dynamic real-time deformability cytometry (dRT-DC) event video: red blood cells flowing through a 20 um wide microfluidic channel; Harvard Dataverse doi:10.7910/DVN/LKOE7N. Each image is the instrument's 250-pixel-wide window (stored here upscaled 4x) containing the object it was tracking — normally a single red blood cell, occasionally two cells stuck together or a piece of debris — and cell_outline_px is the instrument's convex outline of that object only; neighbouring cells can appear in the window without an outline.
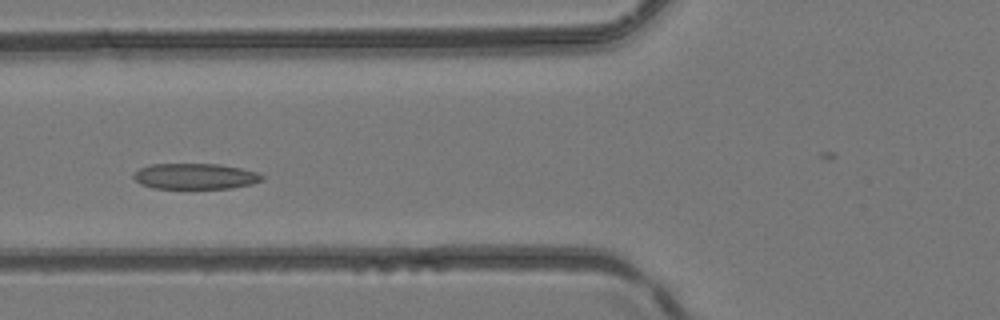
{"species": "common noctule bat (a hibernating species)", "species_latin": "Nyctalus noctula", "temperature_condition": "room temperature", "stored_images_in_passage": 5, "camera_frame_rate_fps": 3000, "um_per_image_px": 0.085, "animal": {"sex": "female", "body_mass_g": 24.6, "forearm_length_mm": 56.2}, "frame": {"image": 1, "passage_image": 4, "time_ms": 1.0, "image_size_px": [1000, 320], "cell_outline_px": [[264, 180], [252, 184], [232, 188], [152, 188], [140, 184], [132, 176], [140, 168], [152, 164], [220, 164], [240, 168], [256, 172], [264, 176]], "centroid_in_image_um": [16.61, 14.98], "position_along_channel_um": 109.2, "area_um2": 19.25}}
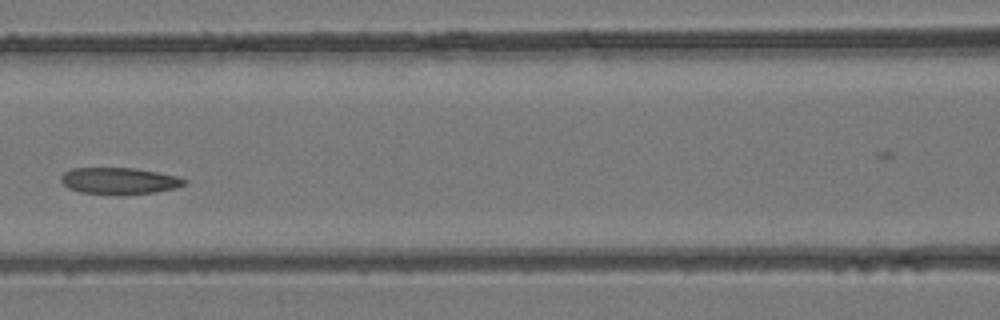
{"frame": {"image": 2, "passage_image": 5, "time_ms": 1.333, "image_size_px": [1000, 320], "cell_outline_px": [[188, 180], [184, 184], [176, 188], [156, 192], [120, 196], [80, 192], [68, 188], [60, 180], [60, 176], [64, 172], [72, 168], [132, 168], [156, 172], [176, 176]], "centroid_in_image_um": [10.11, 15.39], "position_along_channel_um": 156.5, "area_um2": 19.36}}